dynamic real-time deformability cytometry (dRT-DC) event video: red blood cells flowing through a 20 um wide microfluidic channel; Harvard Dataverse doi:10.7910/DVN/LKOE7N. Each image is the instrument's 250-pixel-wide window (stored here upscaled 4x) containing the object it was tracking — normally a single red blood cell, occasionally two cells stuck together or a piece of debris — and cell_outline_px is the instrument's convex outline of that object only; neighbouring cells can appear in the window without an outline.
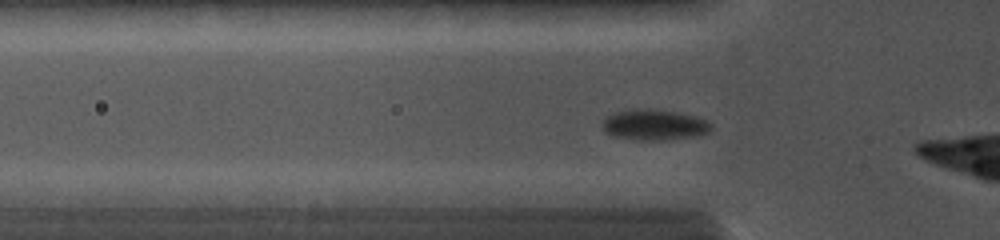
{"species": "common noctule bat (a hibernating species)", "species_latin": "Nyctalus noctula", "temperature_condition": "cold", "stored_images_in_passage": 34, "camera_frame_rate_fps": 5000, "um_per_image_px": 0.085, "animal": {"sex": "female", "body_mass_g": 19.0, "forearm_length_mm": 56.7}, "frame": {"image": 1, "passage_image": 5, "time_ms": 1.2, "image_size_px": [1000, 240], "cell_outline_px": [[712, 128], [708, 132], [696, 136], [664, 140], [640, 140], [612, 136], [604, 132], [604, 120], [608, 116], [616, 112], [644, 108], [648, 108], [676, 112], [696, 116], [708, 120], [712, 124]], "centroid_in_image_um": [55.66, 10.61], "position_along_channel_um": 70.1, "area_um2": 19.36}}
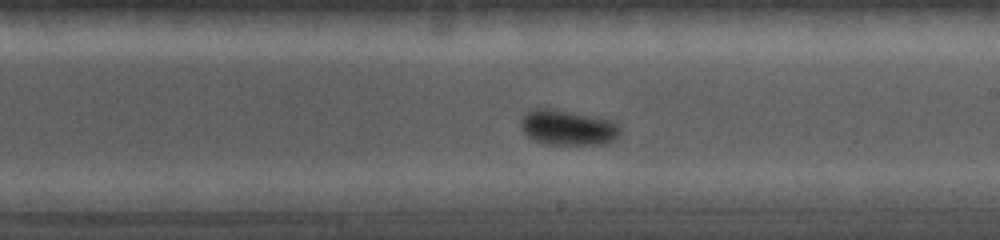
{"frame": {"image": 2, "passage_image": 17, "time_ms": 5.2, "image_size_px": [1000, 240], "cell_outline_px": [[620, 132], [612, 140], [604, 144], [548, 144], [536, 140], [528, 136], [524, 132], [520, 124], [520, 120], [524, 112], [536, 108], [548, 108], [608, 120], [616, 124], [620, 128]], "centroid_in_image_um": [48.19, 10.84], "position_along_channel_um": 240.8, "area_um2": 19.83}}
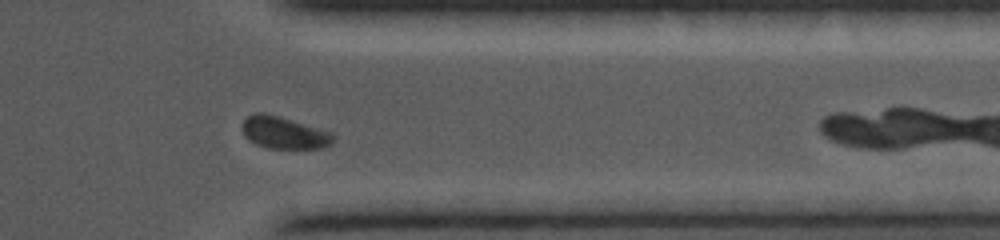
{"frame": {"image": 3, "passage_image": 27, "time_ms": 8.6, "image_size_px": [1000, 240], "cell_outline_px": [[336, 140], [332, 144], [324, 148], [264, 148], [248, 140], [244, 136], [244, 120], [248, 116], [256, 112], [264, 112], [332, 132], [336, 136]], "centroid_in_image_um": [24.18, 11.3], "position_along_channel_um": 387.2, "area_um2": 17.05}}